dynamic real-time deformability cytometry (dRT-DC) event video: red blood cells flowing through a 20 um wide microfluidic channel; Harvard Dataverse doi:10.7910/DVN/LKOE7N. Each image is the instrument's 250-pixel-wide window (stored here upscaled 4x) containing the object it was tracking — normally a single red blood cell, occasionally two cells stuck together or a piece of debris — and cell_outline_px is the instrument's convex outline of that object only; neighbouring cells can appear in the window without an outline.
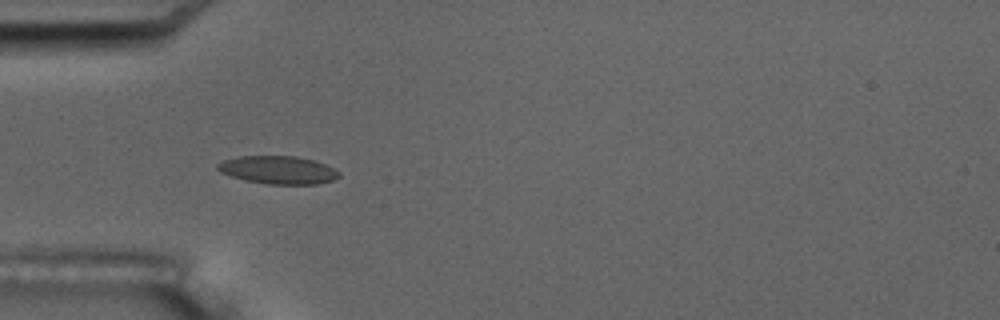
{"species": "common noctule bat (a hibernating species)", "species_latin": "Nyctalus noctula", "temperature_condition": "room temperature", "stored_images_in_passage": 6, "camera_frame_rate_fps": 3000, "um_per_image_px": 0.085, "animal": {"sex": "male", "body_mass_g": 17.5, "forearm_length_mm": 52.3}, "frame": {"image": 1, "passage_image": 5, "time_ms": 4.667, "image_size_px": [1000, 320], "cell_outline_px": [[340, 176], [332, 180], [316, 184], [268, 184], [244, 180], [220, 172], [216, 168], [216, 164], [224, 160], [236, 156], [296, 156], [316, 160], [340, 172]], "centroid_in_image_um": [23.62, 14.44], "position_along_channel_um": 61.4, "area_um2": 19.83}}